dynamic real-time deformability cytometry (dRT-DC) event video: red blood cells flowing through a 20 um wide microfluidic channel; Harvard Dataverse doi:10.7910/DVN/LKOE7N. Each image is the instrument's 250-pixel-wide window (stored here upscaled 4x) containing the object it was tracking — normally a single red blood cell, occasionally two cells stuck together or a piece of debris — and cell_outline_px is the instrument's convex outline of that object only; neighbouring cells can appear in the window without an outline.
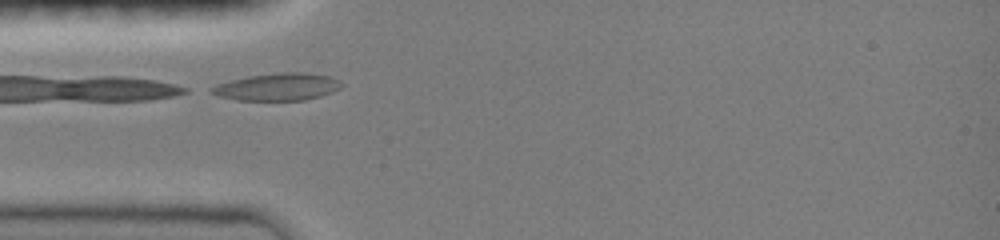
{"species": "common noctule bat (a hibernating species)", "species_latin": "Nyctalus noctula", "temperature_condition": "room temperature", "stored_images_in_passage": 8, "camera_frame_rate_fps": 3000, "um_per_image_px": 0.085, "animal": {"sex": "female", "body_mass_g": 19.0, "forearm_length_mm": 51.5}, "frame": {"image": 1, "passage_image": 1, "time_ms": 0.0, "image_size_px": [1000, 240], "cell_outline_px": [[344, 84], [340, 88], [332, 92], [320, 96], [304, 100], [236, 100], [220, 96], [208, 92], [208, 88], [216, 84], [248, 76], [280, 72], [304, 72], [332, 76], [340, 80]], "centroid_in_image_um": [23.6, 7.37], "position_along_channel_um": 61.4, "area_um2": 20.87}}
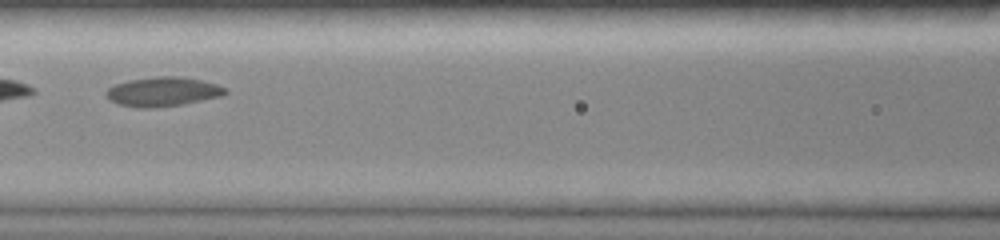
{"frame": {"image": 2, "passage_image": 5, "time_ms": 2.333, "image_size_px": [1000, 240], "cell_outline_px": [[228, 92], [224, 96], [184, 104], [152, 108], [140, 108], [120, 104], [108, 100], [104, 92], [108, 88], [116, 84], [128, 80], [156, 76], [176, 76], [200, 80], [216, 84], [224, 88]], "centroid_in_image_um": [13.83, 7.8], "position_along_channel_um": 152.8, "area_um2": 20.4}}
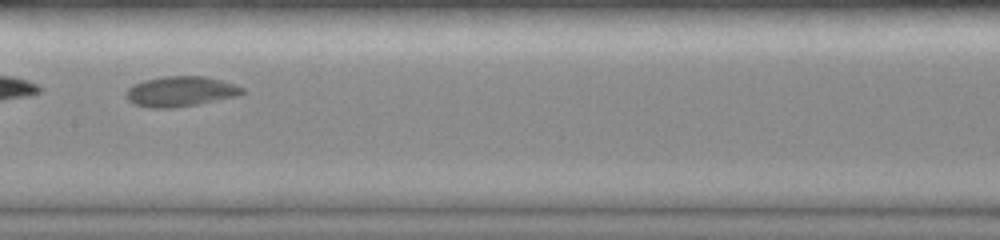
{"frame": {"image": 3, "passage_image": 7, "time_ms": 3.333, "image_size_px": [1000, 240], "cell_outline_px": [[244, 92], [236, 96], [196, 104], [172, 108], [148, 108], [136, 104], [128, 100], [124, 96], [124, 92], [132, 84], [144, 80], [164, 76], [204, 76], [220, 80], [244, 88]], "centroid_in_image_um": [15.27, 7.77], "position_along_channel_um": 192.1, "area_um2": 20.35}}